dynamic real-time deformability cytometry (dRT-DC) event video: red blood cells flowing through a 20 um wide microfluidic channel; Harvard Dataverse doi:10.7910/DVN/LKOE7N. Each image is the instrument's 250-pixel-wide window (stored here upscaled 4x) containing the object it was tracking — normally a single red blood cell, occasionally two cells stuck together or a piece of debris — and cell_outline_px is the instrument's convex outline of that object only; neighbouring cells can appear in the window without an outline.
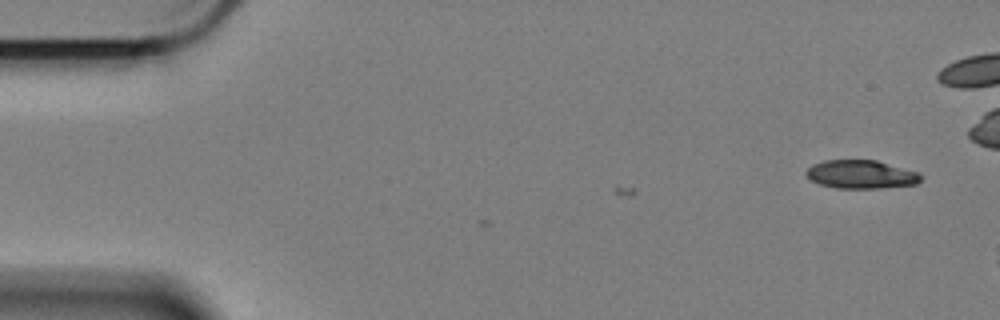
{"species": "Egyptian fruit bat (a non-hibernating species)", "species_latin": "Rousettus aegyptiacus", "temperature_condition": "cold", "stored_images_in_passage": 3, "camera_frame_rate_fps": 3000, "um_per_image_px": 0.085, "animal": {"sex": "female"}, "frame": {"image": 1, "passage_image": 1, "time_ms": 0.0, "image_size_px": [1000, 320], "cell_outline_px": [[924, 176], [916, 184], [880, 188], [836, 188], [820, 184], [812, 180], [804, 172], [812, 164], [824, 160], [876, 160], [920, 172]], "centroid_in_image_um": [73.22, 14.81], "position_along_channel_um": 11.8, "area_um2": 19.07}}